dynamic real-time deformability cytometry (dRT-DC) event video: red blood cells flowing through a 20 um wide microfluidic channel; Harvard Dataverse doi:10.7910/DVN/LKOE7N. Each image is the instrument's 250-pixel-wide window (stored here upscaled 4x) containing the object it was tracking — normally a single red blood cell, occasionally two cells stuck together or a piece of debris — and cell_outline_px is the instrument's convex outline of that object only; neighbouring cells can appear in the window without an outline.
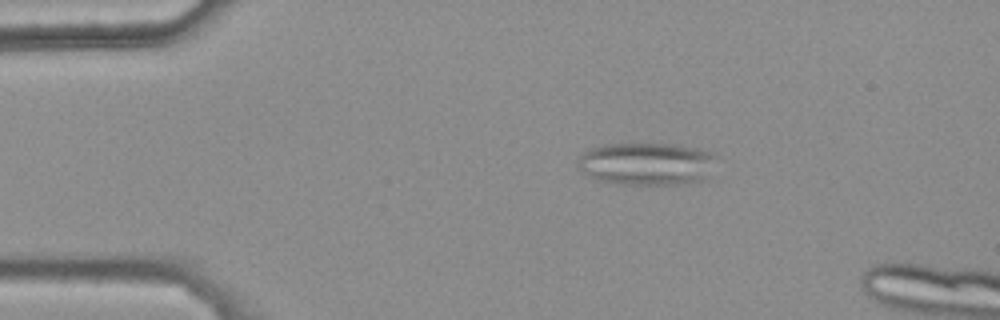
{"species": "common noctule bat (a hibernating species)", "species_latin": "Nyctalus noctula", "temperature_condition": "warm", "stored_images_in_passage": 47, "segment_of_instrument_passage": [1, 2], "camera_frame_rate_fps": 3000, "um_per_image_px": 0.085, "animal": {"sex": "female", "body_mass_g": 25.1}, "frame": {"image": 1, "passage_image": 10, "time_ms": 3.0, "image_size_px": [1000, 320], "cell_outline_px": [[716, 156], [704, 176], [700, 180], [688, 184], [620, 184], [596, 180], [584, 172], [580, 168], [576, 160], [584, 152], [600, 144], [676, 144], [700, 148], [712, 152]], "centroid_in_image_um": [54.92, 13.91], "position_along_channel_um": 30.1, "area_um2": 34.22}}